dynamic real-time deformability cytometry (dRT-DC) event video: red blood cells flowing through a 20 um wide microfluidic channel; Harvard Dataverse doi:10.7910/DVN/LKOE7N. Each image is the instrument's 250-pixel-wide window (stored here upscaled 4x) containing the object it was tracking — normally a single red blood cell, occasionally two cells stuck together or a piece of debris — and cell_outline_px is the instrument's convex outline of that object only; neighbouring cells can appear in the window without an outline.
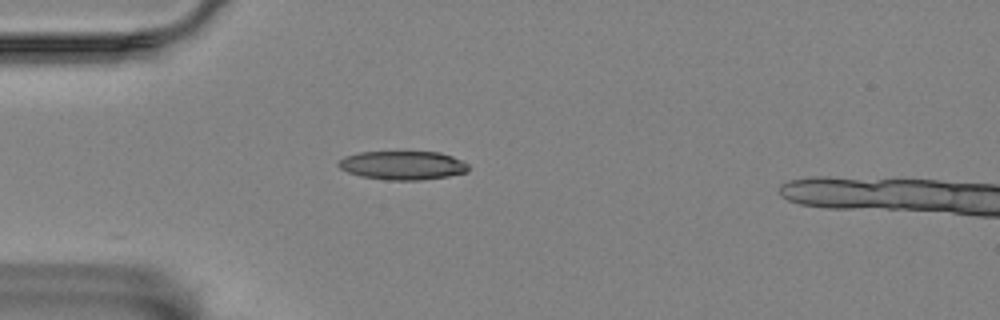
{"species": "Egyptian fruit bat (a non-hibernating species)", "species_latin": "Rousettus aegyptiacus", "temperature_condition": "room temperature", "stored_images_in_passage": 40, "camera_frame_rate_fps": 3000, "um_per_image_px": 0.085, "animal": {"sex": "female"}, "frame": {"image": 1, "passage_image": 1, "time_ms": 0.0, "image_size_px": [1000, 320], "cell_outline_px": [[468, 172], [448, 176], [420, 180], [384, 180], [360, 176], [348, 172], [340, 168], [336, 164], [344, 156], [360, 152], [440, 152], [452, 156], [468, 164]], "centroid_in_image_um": [34.21, 14.06], "position_along_channel_um": 50.8, "area_um2": 21.79}}
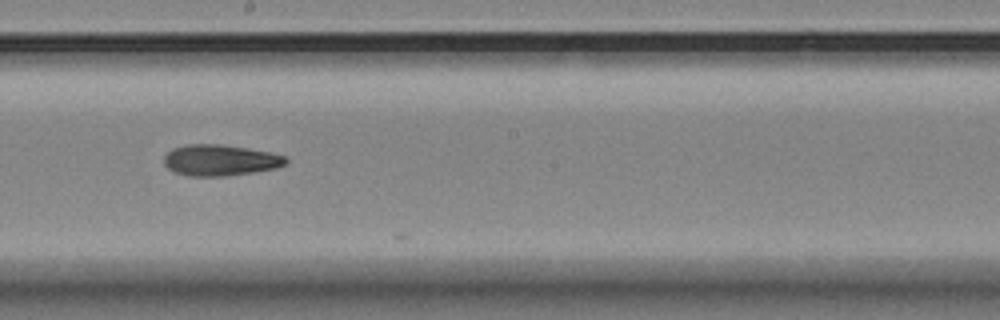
{"frame": {"image": 2, "passage_image": 17, "time_ms": 5.333, "image_size_px": [1000, 320], "cell_outline_px": [[288, 164], [276, 168], [252, 172], [224, 176], [188, 176], [176, 172], [168, 168], [164, 164], [164, 156], [172, 148], [188, 144], [224, 144], [248, 148], [288, 156]], "centroid_in_image_um": [18.74, 13.61], "position_along_channel_um": 229.5, "area_um2": 22.2}}
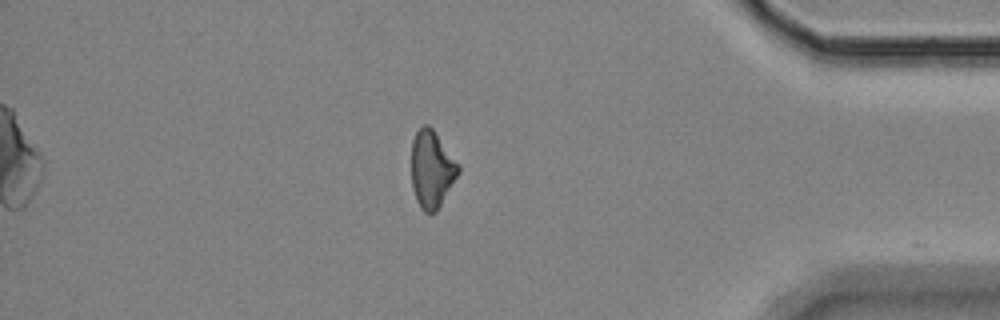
{"frame": {"image": 3, "passage_image": 34, "time_ms": 11.0, "image_size_px": [1000, 320], "cell_outline_px": [[460, 172], [436, 212], [424, 212], [420, 208], [416, 200], [412, 188], [412, 140], [416, 132], [424, 124], [428, 124], [432, 128], [460, 164]], "centroid_in_image_um": [36.71, 14.38], "position_along_channel_um": 398.5, "area_um2": 21.15}}